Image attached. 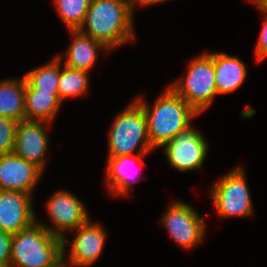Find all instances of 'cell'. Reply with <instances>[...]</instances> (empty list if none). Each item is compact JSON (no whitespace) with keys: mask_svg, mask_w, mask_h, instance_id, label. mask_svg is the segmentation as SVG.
Listing matches in <instances>:
<instances>
[{"mask_svg":"<svg viewBox=\"0 0 267 267\" xmlns=\"http://www.w3.org/2000/svg\"><path fill=\"white\" fill-rule=\"evenodd\" d=\"M152 105L144 97L135 99L142 106L148 127V136L153 149L161 148L180 131L191 125L199 114L169 85L164 88Z\"/></svg>","mask_w":267,"mask_h":267,"instance_id":"2","label":"cell"},{"mask_svg":"<svg viewBox=\"0 0 267 267\" xmlns=\"http://www.w3.org/2000/svg\"><path fill=\"white\" fill-rule=\"evenodd\" d=\"M42 171L14 152L0 155V190L25 192L32 195Z\"/></svg>","mask_w":267,"mask_h":267,"instance_id":"13","label":"cell"},{"mask_svg":"<svg viewBox=\"0 0 267 267\" xmlns=\"http://www.w3.org/2000/svg\"><path fill=\"white\" fill-rule=\"evenodd\" d=\"M245 173L238 166L210 188L213 206L220 217L253 216V203Z\"/></svg>","mask_w":267,"mask_h":267,"instance_id":"6","label":"cell"},{"mask_svg":"<svg viewBox=\"0 0 267 267\" xmlns=\"http://www.w3.org/2000/svg\"><path fill=\"white\" fill-rule=\"evenodd\" d=\"M25 80L36 90L55 94L59 98L60 58L35 68L24 75Z\"/></svg>","mask_w":267,"mask_h":267,"instance_id":"20","label":"cell"},{"mask_svg":"<svg viewBox=\"0 0 267 267\" xmlns=\"http://www.w3.org/2000/svg\"><path fill=\"white\" fill-rule=\"evenodd\" d=\"M46 209L53 225L40 221L38 223L63 240V253L67 254L66 248L70 243L65 235L66 231L75 230L84 224L89 219L88 212L79 198L67 190H58L52 194L46 203Z\"/></svg>","mask_w":267,"mask_h":267,"instance_id":"8","label":"cell"},{"mask_svg":"<svg viewBox=\"0 0 267 267\" xmlns=\"http://www.w3.org/2000/svg\"><path fill=\"white\" fill-rule=\"evenodd\" d=\"M72 41L66 51L65 66L89 72L98 59V51L109 52L103 43L81 33L69 30Z\"/></svg>","mask_w":267,"mask_h":267,"instance_id":"16","label":"cell"},{"mask_svg":"<svg viewBox=\"0 0 267 267\" xmlns=\"http://www.w3.org/2000/svg\"><path fill=\"white\" fill-rule=\"evenodd\" d=\"M63 261V240L38 220L12 235L10 267H57Z\"/></svg>","mask_w":267,"mask_h":267,"instance_id":"3","label":"cell"},{"mask_svg":"<svg viewBox=\"0 0 267 267\" xmlns=\"http://www.w3.org/2000/svg\"><path fill=\"white\" fill-rule=\"evenodd\" d=\"M74 240L70 243L68 258L63 253V262L67 267H89L102 255L106 241L105 229L99 223H92L90 218L77 229Z\"/></svg>","mask_w":267,"mask_h":267,"instance_id":"10","label":"cell"},{"mask_svg":"<svg viewBox=\"0 0 267 267\" xmlns=\"http://www.w3.org/2000/svg\"><path fill=\"white\" fill-rule=\"evenodd\" d=\"M25 84L24 76L0 80V116L18 123L25 120Z\"/></svg>","mask_w":267,"mask_h":267,"instance_id":"18","label":"cell"},{"mask_svg":"<svg viewBox=\"0 0 267 267\" xmlns=\"http://www.w3.org/2000/svg\"><path fill=\"white\" fill-rule=\"evenodd\" d=\"M129 7L132 9L133 12L135 7L137 6L136 4H138L139 6H152L157 4L158 2H163L165 0H125Z\"/></svg>","mask_w":267,"mask_h":267,"instance_id":"25","label":"cell"},{"mask_svg":"<svg viewBox=\"0 0 267 267\" xmlns=\"http://www.w3.org/2000/svg\"><path fill=\"white\" fill-rule=\"evenodd\" d=\"M167 162L176 170H199L207 157L206 138L192 124L162 146Z\"/></svg>","mask_w":267,"mask_h":267,"instance_id":"9","label":"cell"},{"mask_svg":"<svg viewBox=\"0 0 267 267\" xmlns=\"http://www.w3.org/2000/svg\"><path fill=\"white\" fill-rule=\"evenodd\" d=\"M208 54L213 58L218 94L232 93L240 88L247 76V67L244 62L222 52Z\"/></svg>","mask_w":267,"mask_h":267,"instance_id":"15","label":"cell"},{"mask_svg":"<svg viewBox=\"0 0 267 267\" xmlns=\"http://www.w3.org/2000/svg\"><path fill=\"white\" fill-rule=\"evenodd\" d=\"M111 125L108 157L149 154L154 150L148 136L145 112L136 99L115 117Z\"/></svg>","mask_w":267,"mask_h":267,"instance_id":"4","label":"cell"},{"mask_svg":"<svg viewBox=\"0 0 267 267\" xmlns=\"http://www.w3.org/2000/svg\"><path fill=\"white\" fill-rule=\"evenodd\" d=\"M91 0H54L62 22L69 30H79L85 21Z\"/></svg>","mask_w":267,"mask_h":267,"instance_id":"21","label":"cell"},{"mask_svg":"<svg viewBox=\"0 0 267 267\" xmlns=\"http://www.w3.org/2000/svg\"><path fill=\"white\" fill-rule=\"evenodd\" d=\"M147 155L149 154L108 157L105 178L107 191L114 196H129L131 188L133 189V179L138 178V174L132 176L131 172L142 163L141 160Z\"/></svg>","mask_w":267,"mask_h":267,"instance_id":"14","label":"cell"},{"mask_svg":"<svg viewBox=\"0 0 267 267\" xmlns=\"http://www.w3.org/2000/svg\"><path fill=\"white\" fill-rule=\"evenodd\" d=\"M186 72L184 78L168 85L200 115L218 95L213 58L208 53L195 57Z\"/></svg>","mask_w":267,"mask_h":267,"instance_id":"5","label":"cell"},{"mask_svg":"<svg viewBox=\"0 0 267 267\" xmlns=\"http://www.w3.org/2000/svg\"><path fill=\"white\" fill-rule=\"evenodd\" d=\"M261 5L267 8V0H257Z\"/></svg>","mask_w":267,"mask_h":267,"instance_id":"26","label":"cell"},{"mask_svg":"<svg viewBox=\"0 0 267 267\" xmlns=\"http://www.w3.org/2000/svg\"><path fill=\"white\" fill-rule=\"evenodd\" d=\"M32 203L29 193L0 190V230L13 235L33 225L37 219Z\"/></svg>","mask_w":267,"mask_h":267,"instance_id":"11","label":"cell"},{"mask_svg":"<svg viewBox=\"0 0 267 267\" xmlns=\"http://www.w3.org/2000/svg\"><path fill=\"white\" fill-rule=\"evenodd\" d=\"M44 121L24 120L17 123L15 131L14 153L26 161L33 163L44 172L46 153L49 145V138Z\"/></svg>","mask_w":267,"mask_h":267,"instance_id":"12","label":"cell"},{"mask_svg":"<svg viewBox=\"0 0 267 267\" xmlns=\"http://www.w3.org/2000/svg\"><path fill=\"white\" fill-rule=\"evenodd\" d=\"M161 224L183 249H192L204 239L205 218L189 203L171 202L161 217Z\"/></svg>","mask_w":267,"mask_h":267,"instance_id":"7","label":"cell"},{"mask_svg":"<svg viewBox=\"0 0 267 267\" xmlns=\"http://www.w3.org/2000/svg\"><path fill=\"white\" fill-rule=\"evenodd\" d=\"M57 267H67L64 262L62 261Z\"/></svg>","mask_w":267,"mask_h":267,"instance_id":"27","label":"cell"},{"mask_svg":"<svg viewBox=\"0 0 267 267\" xmlns=\"http://www.w3.org/2000/svg\"><path fill=\"white\" fill-rule=\"evenodd\" d=\"M17 123L0 116V155L14 152Z\"/></svg>","mask_w":267,"mask_h":267,"instance_id":"22","label":"cell"},{"mask_svg":"<svg viewBox=\"0 0 267 267\" xmlns=\"http://www.w3.org/2000/svg\"><path fill=\"white\" fill-rule=\"evenodd\" d=\"M133 13L125 0H91L79 31L111 51L136 38Z\"/></svg>","mask_w":267,"mask_h":267,"instance_id":"1","label":"cell"},{"mask_svg":"<svg viewBox=\"0 0 267 267\" xmlns=\"http://www.w3.org/2000/svg\"><path fill=\"white\" fill-rule=\"evenodd\" d=\"M60 58V78L58 82L59 99L63 102L64 99L82 96L87 93L89 87V72L70 68L63 64Z\"/></svg>","mask_w":267,"mask_h":267,"instance_id":"19","label":"cell"},{"mask_svg":"<svg viewBox=\"0 0 267 267\" xmlns=\"http://www.w3.org/2000/svg\"><path fill=\"white\" fill-rule=\"evenodd\" d=\"M251 1L257 8L260 9L261 12H263L264 15V24L262 26V29L259 33V37L257 40V44L254 50V55L257 60V62H260L261 60H264V58L267 57V8L261 5L257 0H248Z\"/></svg>","mask_w":267,"mask_h":267,"instance_id":"23","label":"cell"},{"mask_svg":"<svg viewBox=\"0 0 267 267\" xmlns=\"http://www.w3.org/2000/svg\"><path fill=\"white\" fill-rule=\"evenodd\" d=\"M12 234L0 230V267H10Z\"/></svg>","mask_w":267,"mask_h":267,"instance_id":"24","label":"cell"},{"mask_svg":"<svg viewBox=\"0 0 267 267\" xmlns=\"http://www.w3.org/2000/svg\"><path fill=\"white\" fill-rule=\"evenodd\" d=\"M62 105V101L50 92L38 91L27 81L25 84V120L53 121Z\"/></svg>","mask_w":267,"mask_h":267,"instance_id":"17","label":"cell"}]
</instances>
